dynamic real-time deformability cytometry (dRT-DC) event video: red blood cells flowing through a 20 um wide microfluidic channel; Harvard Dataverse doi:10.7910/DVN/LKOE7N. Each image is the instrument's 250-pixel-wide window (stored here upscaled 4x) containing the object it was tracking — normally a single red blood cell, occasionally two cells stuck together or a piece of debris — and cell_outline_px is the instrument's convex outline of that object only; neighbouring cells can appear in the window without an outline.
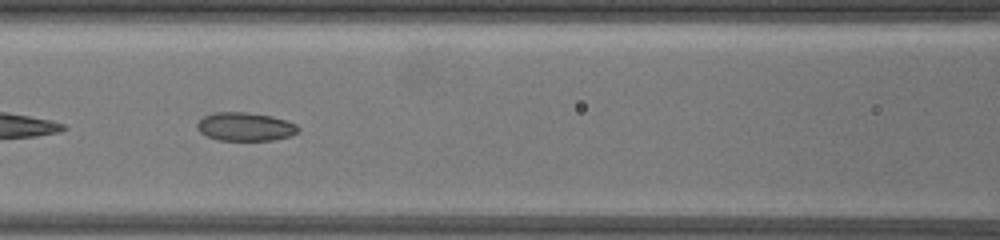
{"species": "common noctule bat (a hibernating species)", "species_latin": "Nyctalus noctula", "temperature_condition": "warm", "stored_images_in_passage": 38, "camera_frame_rate_fps": 3000, "um_per_image_px": 0.085, "animal": {"sex": "female", "body_mass_g": 19.5, "forearm_length_mm": 54.1}, "frame": {"image": 1, "passage_image": 26, "time_ms": 8.333, "image_size_px": [1000, 240], "cell_outline_px": [[300, 132], [292, 136], [272, 140], [220, 140], [208, 136], [200, 132], [196, 128], [196, 124], [204, 116], [212, 112], [244, 112], [272, 116], [288, 120], [296, 124], [300, 128]], "centroid_in_image_um": [20.89, 10.76], "position_along_channel_um": 145.7, "area_um2": 16.94}}
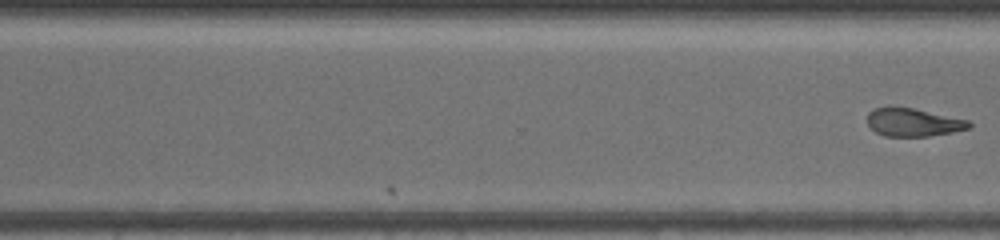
{"frame": {"image": 2, "passage_image": 38, "time_ms": 11.333, "image_size_px": [1000, 240], "cell_outline_px": [[972, 124], [968, 128], [952, 132], [928, 136], [884, 136], [876, 132], [868, 124], [868, 112], [876, 108], [912, 108], [968, 120]], "centroid_in_image_um": [77.62, 10.41], "position_along_channel_um": 293.0, "area_um2": 16.18}}